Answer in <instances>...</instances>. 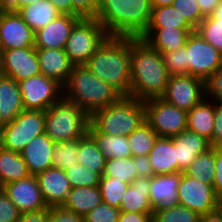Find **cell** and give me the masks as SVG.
Instances as JSON below:
<instances>
[{"mask_svg": "<svg viewBox=\"0 0 222 222\" xmlns=\"http://www.w3.org/2000/svg\"><path fill=\"white\" fill-rule=\"evenodd\" d=\"M130 66V97L145 101L164 95L170 75L159 51L144 40L131 37Z\"/></svg>", "mask_w": 222, "mask_h": 222, "instance_id": "cell-1", "label": "cell"}, {"mask_svg": "<svg viewBox=\"0 0 222 222\" xmlns=\"http://www.w3.org/2000/svg\"><path fill=\"white\" fill-rule=\"evenodd\" d=\"M131 37L109 36L85 63L98 78L129 96L131 85Z\"/></svg>", "mask_w": 222, "mask_h": 222, "instance_id": "cell-2", "label": "cell"}, {"mask_svg": "<svg viewBox=\"0 0 222 222\" xmlns=\"http://www.w3.org/2000/svg\"><path fill=\"white\" fill-rule=\"evenodd\" d=\"M151 0H99L96 19L109 36L139 38L147 29Z\"/></svg>", "mask_w": 222, "mask_h": 222, "instance_id": "cell-3", "label": "cell"}, {"mask_svg": "<svg viewBox=\"0 0 222 222\" xmlns=\"http://www.w3.org/2000/svg\"><path fill=\"white\" fill-rule=\"evenodd\" d=\"M121 97L113 86L95 76L85 64L74 65L63 85V98L76 103L89 116L112 105Z\"/></svg>", "mask_w": 222, "mask_h": 222, "instance_id": "cell-4", "label": "cell"}, {"mask_svg": "<svg viewBox=\"0 0 222 222\" xmlns=\"http://www.w3.org/2000/svg\"><path fill=\"white\" fill-rule=\"evenodd\" d=\"M145 121L144 102L130 96H122L90 116V123L99 132L113 136H129Z\"/></svg>", "mask_w": 222, "mask_h": 222, "instance_id": "cell-5", "label": "cell"}, {"mask_svg": "<svg viewBox=\"0 0 222 222\" xmlns=\"http://www.w3.org/2000/svg\"><path fill=\"white\" fill-rule=\"evenodd\" d=\"M90 116L63 97L45 111V134L55 143L79 140L88 133Z\"/></svg>", "mask_w": 222, "mask_h": 222, "instance_id": "cell-6", "label": "cell"}, {"mask_svg": "<svg viewBox=\"0 0 222 222\" xmlns=\"http://www.w3.org/2000/svg\"><path fill=\"white\" fill-rule=\"evenodd\" d=\"M108 37L96 18H81L72 28L65 52L74 65L85 64Z\"/></svg>", "mask_w": 222, "mask_h": 222, "instance_id": "cell-7", "label": "cell"}, {"mask_svg": "<svg viewBox=\"0 0 222 222\" xmlns=\"http://www.w3.org/2000/svg\"><path fill=\"white\" fill-rule=\"evenodd\" d=\"M143 102L145 120L159 137H175L187 129V111L167 103L161 97Z\"/></svg>", "mask_w": 222, "mask_h": 222, "instance_id": "cell-8", "label": "cell"}, {"mask_svg": "<svg viewBox=\"0 0 222 222\" xmlns=\"http://www.w3.org/2000/svg\"><path fill=\"white\" fill-rule=\"evenodd\" d=\"M184 47L187 75L206 81L222 65V53L206 42L195 30L187 37Z\"/></svg>", "mask_w": 222, "mask_h": 222, "instance_id": "cell-9", "label": "cell"}, {"mask_svg": "<svg viewBox=\"0 0 222 222\" xmlns=\"http://www.w3.org/2000/svg\"><path fill=\"white\" fill-rule=\"evenodd\" d=\"M3 127L5 149L20 153L33 138L45 133V111L24 110Z\"/></svg>", "mask_w": 222, "mask_h": 222, "instance_id": "cell-10", "label": "cell"}, {"mask_svg": "<svg viewBox=\"0 0 222 222\" xmlns=\"http://www.w3.org/2000/svg\"><path fill=\"white\" fill-rule=\"evenodd\" d=\"M25 110L46 111L63 97V86L43 74L18 82Z\"/></svg>", "mask_w": 222, "mask_h": 222, "instance_id": "cell-11", "label": "cell"}, {"mask_svg": "<svg viewBox=\"0 0 222 222\" xmlns=\"http://www.w3.org/2000/svg\"><path fill=\"white\" fill-rule=\"evenodd\" d=\"M161 98L179 109L189 111L206 98L205 81L189 74L172 75Z\"/></svg>", "mask_w": 222, "mask_h": 222, "instance_id": "cell-12", "label": "cell"}, {"mask_svg": "<svg viewBox=\"0 0 222 222\" xmlns=\"http://www.w3.org/2000/svg\"><path fill=\"white\" fill-rule=\"evenodd\" d=\"M178 204L202 215L217 207L219 198L215 195L213 185H208L185 173H182L177 189Z\"/></svg>", "mask_w": 222, "mask_h": 222, "instance_id": "cell-13", "label": "cell"}, {"mask_svg": "<svg viewBox=\"0 0 222 222\" xmlns=\"http://www.w3.org/2000/svg\"><path fill=\"white\" fill-rule=\"evenodd\" d=\"M0 74L17 82L40 75L36 48H14L0 52Z\"/></svg>", "mask_w": 222, "mask_h": 222, "instance_id": "cell-14", "label": "cell"}, {"mask_svg": "<svg viewBox=\"0 0 222 222\" xmlns=\"http://www.w3.org/2000/svg\"><path fill=\"white\" fill-rule=\"evenodd\" d=\"M2 190L21 213L37 212L48 208L36 175H29L21 180L3 185Z\"/></svg>", "mask_w": 222, "mask_h": 222, "instance_id": "cell-15", "label": "cell"}, {"mask_svg": "<svg viewBox=\"0 0 222 222\" xmlns=\"http://www.w3.org/2000/svg\"><path fill=\"white\" fill-rule=\"evenodd\" d=\"M34 35L18 12H0V52L34 47Z\"/></svg>", "mask_w": 222, "mask_h": 222, "instance_id": "cell-16", "label": "cell"}, {"mask_svg": "<svg viewBox=\"0 0 222 222\" xmlns=\"http://www.w3.org/2000/svg\"><path fill=\"white\" fill-rule=\"evenodd\" d=\"M79 16L61 14L47 26L37 30L34 35L35 48L65 49L73 26Z\"/></svg>", "mask_w": 222, "mask_h": 222, "instance_id": "cell-17", "label": "cell"}, {"mask_svg": "<svg viewBox=\"0 0 222 222\" xmlns=\"http://www.w3.org/2000/svg\"><path fill=\"white\" fill-rule=\"evenodd\" d=\"M36 177L47 207L62 206L72 189L64 170L52 167Z\"/></svg>", "mask_w": 222, "mask_h": 222, "instance_id": "cell-18", "label": "cell"}, {"mask_svg": "<svg viewBox=\"0 0 222 222\" xmlns=\"http://www.w3.org/2000/svg\"><path fill=\"white\" fill-rule=\"evenodd\" d=\"M55 142L45 133L33 138L20 152L30 175H37L53 167Z\"/></svg>", "mask_w": 222, "mask_h": 222, "instance_id": "cell-19", "label": "cell"}, {"mask_svg": "<svg viewBox=\"0 0 222 222\" xmlns=\"http://www.w3.org/2000/svg\"><path fill=\"white\" fill-rule=\"evenodd\" d=\"M193 31L192 27L147 28L139 38L151 48L165 53L184 47L187 37Z\"/></svg>", "mask_w": 222, "mask_h": 222, "instance_id": "cell-20", "label": "cell"}, {"mask_svg": "<svg viewBox=\"0 0 222 222\" xmlns=\"http://www.w3.org/2000/svg\"><path fill=\"white\" fill-rule=\"evenodd\" d=\"M36 54L41 74L55 79L63 86L74 66L65 49L36 48Z\"/></svg>", "mask_w": 222, "mask_h": 222, "instance_id": "cell-21", "label": "cell"}, {"mask_svg": "<svg viewBox=\"0 0 222 222\" xmlns=\"http://www.w3.org/2000/svg\"><path fill=\"white\" fill-rule=\"evenodd\" d=\"M176 148L178 172L184 173L196 157L211 148L209 140L195 132L184 130L171 137Z\"/></svg>", "mask_w": 222, "mask_h": 222, "instance_id": "cell-22", "label": "cell"}, {"mask_svg": "<svg viewBox=\"0 0 222 222\" xmlns=\"http://www.w3.org/2000/svg\"><path fill=\"white\" fill-rule=\"evenodd\" d=\"M182 172L154 175L150 183V202L154 209L178 204L177 189Z\"/></svg>", "mask_w": 222, "mask_h": 222, "instance_id": "cell-23", "label": "cell"}, {"mask_svg": "<svg viewBox=\"0 0 222 222\" xmlns=\"http://www.w3.org/2000/svg\"><path fill=\"white\" fill-rule=\"evenodd\" d=\"M24 110L18 82L0 74V124L11 123Z\"/></svg>", "mask_w": 222, "mask_h": 222, "instance_id": "cell-24", "label": "cell"}, {"mask_svg": "<svg viewBox=\"0 0 222 222\" xmlns=\"http://www.w3.org/2000/svg\"><path fill=\"white\" fill-rule=\"evenodd\" d=\"M150 183L151 178L138 177L124 192L120 204V211L153 213L154 208L150 202Z\"/></svg>", "mask_w": 222, "mask_h": 222, "instance_id": "cell-25", "label": "cell"}, {"mask_svg": "<svg viewBox=\"0 0 222 222\" xmlns=\"http://www.w3.org/2000/svg\"><path fill=\"white\" fill-rule=\"evenodd\" d=\"M148 157L154 175L178 173L176 148L171 138L158 137Z\"/></svg>", "mask_w": 222, "mask_h": 222, "instance_id": "cell-26", "label": "cell"}, {"mask_svg": "<svg viewBox=\"0 0 222 222\" xmlns=\"http://www.w3.org/2000/svg\"><path fill=\"white\" fill-rule=\"evenodd\" d=\"M215 101L204 98L187 111V130L205 137L209 142L214 130Z\"/></svg>", "mask_w": 222, "mask_h": 222, "instance_id": "cell-27", "label": "cell"}, {"mask_svg": "<svg viewBox=\"0 0 222 222\" xmlns=\"http://www.w3.org/2000/svg\"><path fill=\"white\" fill-rule=\"evenodd\" d=\"M102 202L99 186L74 187L68 193L62 207L84 217Z\"/></svg>", "mask_w": 222, "mask_h": 222, "instance_id": "cell-28", "label": "cell"}, {"mask_svg": "<svg viewBox=\"0 0 222 222\" xmlns=\"http://www.w3.org/2000/svg\"><path fill=\"white\" fill-rule=\"evenodd\" d=\"M17 12L34 32L47 26L61 15L50 0L35 1L29 6L22 7Z\"/></svg>", "mask_w": 222, "mask_h": 222, "instance_id": "cell-29", "label": "cell"}, {"mask_svg": "<svg viewBox=\"0 0 222 222\" xmlns=\"http://www.w3.org/2000/svg\"><path fill=\"white\" fill-rule=\"evenodd\" d=\"M88 134L94 139L106 159L132 156L128 136L101 133L91 123L88 127Z\"/></svg>", "mask_w": 222, "mask_h": 222, "instance_id": "cell-30", "label": "cell"}, {"mask_svg": "<svg viewBox=\"0 0 222 222\" xmlns=\"http://www.w3.org/2000/svg\"><path fill=\"white\" fill-rule=\"evenodd\" d=\"M29 170L21 153L8 149L0 150V185L21 180L29 176Z\"/></svg>", "mask_w": 222, "mask_h": 222, "instance_id": "cell-31", "label": "cell"}, {"mask_svg": "<svg viewBox=\"0 0 222 222\" xmlns=\"http://www.w3.org/2000/svg\"><path fill=\"white\" fill-rule=\"evenodd\" d=\"M77 159L78 163L103 175L106 158L88 133L79 139Z\"/></svg>", "mask_w": 222, "mask_h": 222, "instance_id": "cell-32", "label": "cell"}, {"mask_svg": "<svg viewBox=\"0 0 222 222\" xmlns=\"http://www.w3.org/2000/svg\"><path fill=\"white\" fill-rule=\"evenodd\" d=\"M184 173L203 183L213 185L215 176V148L211 147L206 152L199 154Z\"/></svg>", "mask_w": 222, "mask_h": 222, "instance_id": "cell-33", "label": "cell"}, {"mask_svg": "<svg viewBox=\"0 0 222 222\" xmlns=\"http://www.w3.org/2000/svg\"><path fill=\"white\" fill-rule=\"evenodd\" d=\"M158 137L157 133L145 121L128 136L132 157L148 156Z\"/></svg>", "mask_w": 222, "mask_h": 222, "instance_id": "cell-34", "label": "cell"}, {"mask_svg": "<svg viewBox=\"0 0 222 222\" xmlns=\"http://www.w3.org/2000/svg\"><path fill=\"white\" fill-rule=\"evenodd\" d=\"M102 176L113 177L117 180H121V182L131 184L138 178L133 157L106 159Z\"/></svg>", "mask_w": 222, "mask_h": 222, "instance_id": "cell-35", "label": "cell"}, {"mask_svg": "<svg viewBox=\"0 0 222 222\" xmlns=\"http://www.w3.org/2000/svg\"><path fill=\"white\" fill-rule=\"evenodd\" d=\"M191 27L184 17L172 6L152 7L151 19L147 28Z\"/></svg>", "mask_w": 222, "mask_h": 222, "instance_id": "cell-36", "label": "cell"}, {"mask_svg": "<svg viewBox=\"0 0 222 222\" xmlns=\"http://www.w3.org/2000/svg\"><path fill=\"white\" fill-rule=\"evenodd\" d=\"M200 215L181 204L158 207L152 215V222H197Z\"/></svg>", "mask_w": 222, "mask_h": 222, "instance_id": "cell-37", "label": "cell"}, {"mask_svg": "<svg viewBox=\"0 0 222 222\" xmlns=\"http://www.w3.org/2000/svg\"><path fill=\"white\" fill-rule=\"evenodd\" d=\"M79 140L57 142L53 151V168L66 170L78 163Z\"/></svg>", "mask_w": 222, "mask_h": 222, "instance_id": "cell-38", "label": "cell"}, {"mask_svg": "<svg viewBox=\"0 0 222 222\" xmlns=\"http://www.w3.org/2000/svg\"><path fill=\"white\" fill-rule=\"evenodd\" d=\"M129 185V183L121 182V180L113 177L102 176L99 188L103 203L119 209L124 192L128 189Z\"/></svg>", "mask_w": 222, "mask_h": 222, "instance_id": "cell-39", "label": "cell"}, {"mask_svg": "<svg viewBox=\"0 0 222 222\" xmlns=\"http://www.w3.org/2000/svg\"><path fill=\"white\" fill-rule=\"evenodd\" d=\"M72 188L99 186L102 175L77 163L64 170Z\"/></svg>", "mask_w": 222, "mask_h": 222, "instance_id": "cell-40", "label": "cell"}, {"mask_svg": "<svg viewBox=\"0 0 222 222\" xmlns=\"http://www.w3.org/2000/svg\"><path fill=\"white\" fill-rule=\"evenodd\" d=\"M197 33L220 53H222V22L215 18L205 16L198 27Z\"/></svg>", "mask_w": 222, "mask_h": 222, "instance_id": "cell-41", "label": "cell"}, {"mask_svg": "<svg viewBox=\"0 0 222 222\" xmlns=\"http://www.w3.org/2000/svg\"><path fill=\"white\" fill-rule=\"evenodd\" d=\"M172 6L194 30L205 18L196 0H174Z\"/></svg>", "mask_w": 222, "mask_h": 222, "instance_id": "cell-42", "label": "cell"}, {"mask_svg": "<svg viewBox=\"0 0 222 222\" xmlns=\"http://www.w3.org/2000/svg\"><path fill=\"white\" fill-rule=\"evenodd\" d=\"M161 57L170 76L187 75V58L185 47L171 52L161 53Z\"/></svg>", "mask_w": 222, "mask_h": 222, "instance_id": "cell-43", "label": "cell"}, {"mask_svg": "<svg viewBox=\"0 0 222 222\" xmlns=\"http://www.w3.org/2000/svg\"><path fill=\"white\" fill-rule=\"evenodd\" d=\"M119 214L120 209L102 202L84 216V222H118Z\"/></svg>", "mask_w": 222, "mask_h": 222, "instance_id": "cell-44", "label": "cell"}, {"mask_svg": "<svg viewBox=\"0 0 222 222\" xmlns=\"http://www.w3.org/2000/svg\"><path fill=\"white\" fill-rule=\"evenodd\" d=\"M206 98L222 102V65L205 81Z\"/></svg>", "mask_w": 222, "mask_h": 222, "instance_id": "cell-45", "label": "cell"}, {"mask_svg": "<svg viewBox=\"0 0 222 222\" xmlns=\"http://www.w3.org/2000/svg\"><path fill=\"white\" fill-rule=\"evenodd\" d=\"M21 212L9 197L0 190V222H17Z\"/></svg>", "mask_w": 222, "mask_h": 222, "instance_id": "cell-46", "label": "cell"}, {"mask_svg": "<svg viewBox=\"0 0 222 222\" xmlns=\"http://www.w3.org/2000/svg\"><path fill=\"white\" fill-rule=\"evenodd\" d=\"M72 15L80 18H95L99 0H71Z\"/></svg>", "mask_w": 222, "mask_h": 222, "instance_id": "cell-47", "label": "cell"}, {"mask_svg": "<svg viewBox=\"0 0 222 222\" xmlns=\"http://www.w3.org/2000/svg\"><path fill=\"white\" fill-rule=\"evenodd\" d=\"M49 222H84V217L62 206L49 207Z\"/></svg>", "mask_w": 222, "mask_h": 222, "instance_id": "cell-48", "label": "cell"}, {"mask_svg": "<svg viewBox=\"0 0 222 222\" xmlns=\"http://www.w3.org/2000/svg\"><path fill=\"white\" fill-rule=\"evenodd\" d=\"M210 146L222 148V102H215L214 130Z\"/></svg>", "mask_w": 222, "mask_h": 222, "instance_id": "cell-49", "label": "cell"}, {"mask_svg": "<svg viewBox=\"0 0 222 222\" xmlns=\"http://www.w3.org/2000/svg\"><path fill=\"white\" fill-rule=\"evenodd\" d=\"M215 195L222 199V148H215V176L213 181Z\"/></svg>", "mask_w": 222, "mask_h": 222, "instance_id": "cell-50", "label": "cell"}, {"mask_svg": "<svg viewBox=\"0 0 222 222\" xmlns=\"http://www.w3.org/2000/svg\"><path fill=\"white\" fill-rule=\"evenodd\" d=\"M133 161L138 177L151 178L154 176V172L152 170L148 156H135L133 157Z\"/></svg>", "mask_w": 222, "mask_h": 222, "instance_id": "cell-51", "label": "cell"}, {"mask_svg": "<svg viewBox=\"0 0 222 222\" xmlns=\"http://www.w3.org/2000/svg\"><path fill=\"white\" fill-rule=\"evenodd\" d=\"M153 213L120 211L118 222H152Z\"/></svg>", "mask_w": 222, "mask_h": 222, "instance_id": "cell-52", "label": "cell"}, {"mask_svg": "<svg viewBox=\"0 0 222 222\" xmlns=\"http://www.w3.org/2000/svg\"><path fill=\"white\" fill-rule=\"evenodd\" d=\"M17 222H49V207L37 212L21 213Z\"/></svg>", "mask_w": 222, "mask_h": 222, "instance_id": "cell-53", "label": "cell"}, {"mask_svg": "<svg viewBox=\"0 0 222 222\" xmlns=\"http://www.w3.org/2000/svg\"><path fill=\"white\" fill-rule=\"evenodd\" d=\"M24 7V0H0V12H17Z\"/></svg>", "mask_w": 222, "mask_h": 222, "instance_id": "cell-54", "label": "cell"}, {"mask_svg": "<svg viewBox=\"0 0 222 222\" xmlns=\"http://www.w3.org/2000/svg\"><path fill=\"white\" fill-rule=\"evenodd\" d=\"M204 16H209L222 0H196Z\"/></svg>", "mask_w": 222, "mask_h": 222, "instance_id": "cell-55", "label": "cell"}, {"mask_svg": "<svg viewBox=\"0 0 222 222\" xmlns=\"http://www.w3.org/2000/svg\"><path fill=\"white\" fill-rule=\"evenodd\" d=\"M202 222H222L221 211L218 207L200 215Z\"/></svg>", "mask_w": 222, "mask_h": 222, "instance_id": "cell-56", "label": "cell"}, {"mask_svg": "<svg viewBox=\"0 0 222 222\" xmlns=\"http://www.w3.org/2000/svg\"><path fill=\"white\" fill-rule=\"evenodd\" d=\"M61 14L72 15L71 0H50Z\"/></svg>", "mask_w": 222, "mask_h": 222, "instance_id": "cell-57", "label": "cell"}, {"mask_svg": "<svg viewBox=\"0 0 222 222\" xmlns=\"http://www.w3.org/2000/svg\"><path fill=\"white\" fill-rule=\"evenodd\" d=\"M210 18H215L222 22V1L221 3L214 9V11L209 15Z\"/></svg>", "mask_w": 222, "mask_h": 222, "instance_id": "cell-58", "label": "cell"}, {"mask_svg": "<svg viewBox=\"0 0 222 222\" xmlns=\"http://www.w3.org/2000/svg\"><path fill=\"white\" fill-rule=\"evenodd\" d=\"M174 0H151L152 7L170 6Z\"/></svg>", "mask_w": 222, "mask_h": 222, "instance_id": "cell-59", "label": "cell"}, {"mask_svg": "<svg viewBox=\"0 0 222 222\" xmlns=\"http://www.w3.org/2000/svg\"><path fill=\"white\" fill-rule=\"evenodd\" d=\"M4 148V127L0 124V150Z\"/></svg>", "mask_w": 222, "mask_h": 222, "instance_id": "cell-60", "label": "cell"}, {"mask_svg": "<svg viewBox=\"0 0 222 222\" xmlns=\"http://www.w3.org/2000/svg\"><path fill=\"white\" fill-rule=\"evenodd\" d=\"M35 1H40V0H24V7L31 5Z\"/></svg>", "mask_w": 222, "mask_h": 222, "instance_id": "cell-61", "label": "cell"}, {"mask_svg": "<svg viewBox=\"0 0 222 222\" xmlns=\"http://www.w3.org/2000/svg\"><path fill=\"white\" fill-rule=\"evenodd\" d=\"M217 207L220 209L221 215H222V199L219 200V203H218Z\"/></svg>", "mask_w": 222, "mask_h": 222, "instance_id": "cell-62", "label": "cell"}]
</instances>
